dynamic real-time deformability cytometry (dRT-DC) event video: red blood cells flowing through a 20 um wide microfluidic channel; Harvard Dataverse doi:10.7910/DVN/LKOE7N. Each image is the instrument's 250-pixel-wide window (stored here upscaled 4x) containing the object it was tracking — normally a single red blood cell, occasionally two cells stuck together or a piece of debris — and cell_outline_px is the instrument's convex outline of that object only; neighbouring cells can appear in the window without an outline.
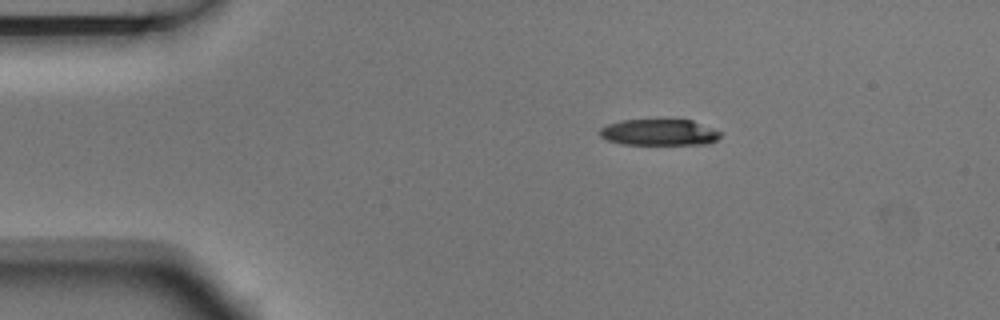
{"species": "Egyptian fruit bat (a non-hibernating species)", "species_latin": "Rousettus aegyptiacus", "temperature_condition": "room temperature", "stored_images_in_passage": 4, "camera_frame_rate_fps": 3000, "um_per_image_px": 0.085, "animal": {"sex": "male"}, "frame": {"image": 1, "passage_image": 1, "time_ms": 0.0, "image_size_px": [1000, 320], "cell_outline_px": [[724, 132], [716, 140], [708, 144], [620, 144], [608, 140], [600, 136], [600, 128], [608, 124], [620, 120], [692, 120]], "centroid_in_image_um": [56.06, 11.25], "position_along_channel_um": 28.9, "area_um2": 18.5}}
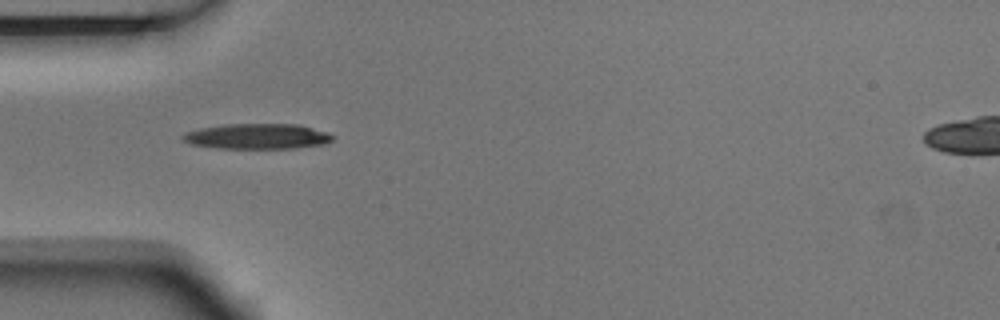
{"frame": {"image": 2, "passage_image": 3, "time_ms": 0.667, "image_size_px": [1000, 320], "cell_outline_px": [[332, 140], [324, 144], [296, 148], [216, 148], [192, 144], [180, 140], [180, 136], [184, 132], [200, 128], [224, 124], [300, 124], [328, 132], [332, 136]], "centroid_in_image_um": [21.83, 11.58], "position_along_channel_um": 63.2, "area_um2": 22.31}}
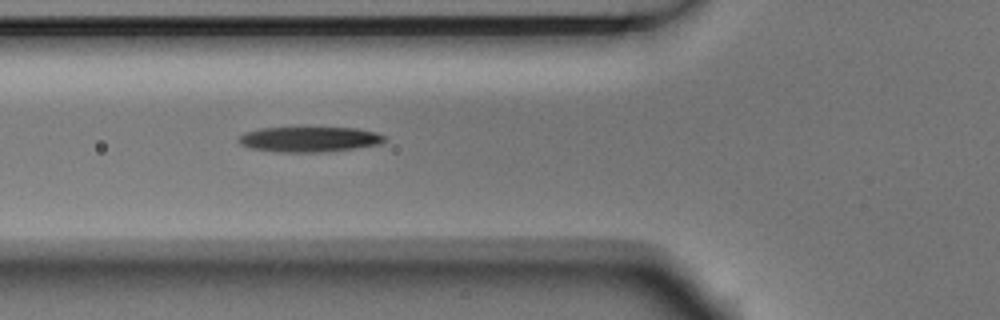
{"frame": {"image": 3, "passage_image": 4, "time_ms": 1.0, "image_size_px": [1000, 320], "cell_outline_px": [[384, 140], [380, 144], [324, 152], [276, 152], [252, 148], [240, 144], [236, 140], [244, 132], [256, 128], [356, 128], [376, 132], [384, 136]], "centroid_in_image_um": [26.23, 11.84], "position_along_channel_um": 99.6, "area_um2": 21.33}}